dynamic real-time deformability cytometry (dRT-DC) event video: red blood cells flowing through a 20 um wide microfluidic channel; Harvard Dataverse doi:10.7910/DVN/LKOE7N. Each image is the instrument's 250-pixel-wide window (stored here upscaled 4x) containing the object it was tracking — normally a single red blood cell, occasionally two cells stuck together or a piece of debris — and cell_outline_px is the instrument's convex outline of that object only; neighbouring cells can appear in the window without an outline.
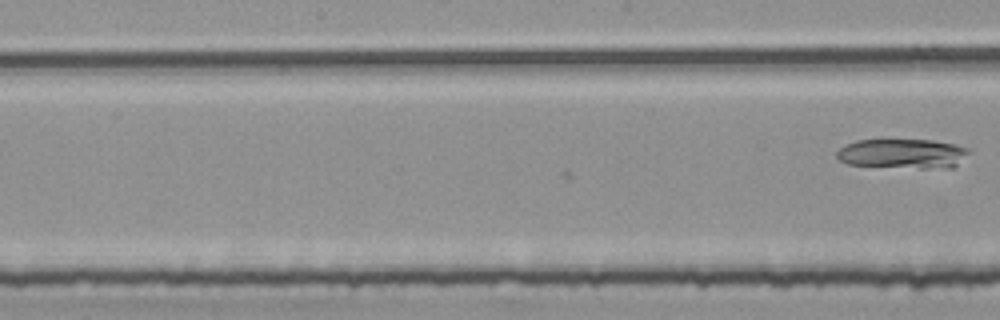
{"species": "common noctule bat (a hibernating species)", "species_latin": "Nyctalus noctula", "temperature_condition": "room temperature", "stored_images_in_passage": 15, "camera_frame_rate_fps": 3000, "um_per_image_px": 0.085, "animal": {"sex": "female", "body_mass_g": 25.1}, "frame": {"image": 1, "passage_image": 15, "time_ms": 4.667, "image_size_px": [1000, 320], "cell_outline_px": [[968, 152], [952, 168], [920, 168], [848, 164], [840, 160], [836, 156], [836, 152], [844, 144], [856, 140], [880, 136], [932, 140], [956, 144], [968, 148]], "centroid_in_image_um": [76.64, 12.99], "position_along_channel_um": 171.6, "area_um2": 23.7}}